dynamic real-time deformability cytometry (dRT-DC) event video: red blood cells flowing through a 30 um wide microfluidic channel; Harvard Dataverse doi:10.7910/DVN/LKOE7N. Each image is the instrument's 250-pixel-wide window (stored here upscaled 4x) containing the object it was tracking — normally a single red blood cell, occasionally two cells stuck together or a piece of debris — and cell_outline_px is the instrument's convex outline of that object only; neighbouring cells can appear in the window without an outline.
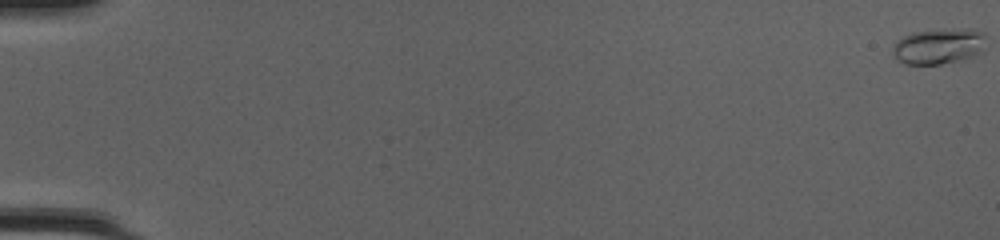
{"species": "common noctule bat (a hibernating species)", "species_latin": "Nyctalus noctula", "temperature_condition": "cold", "stored_images_in_passage": 51, "camera_frame_rate_fps": 3000, "um_per_image_px": 0.085, "animal": {"sex": "female", "body_mass_g": 20.0, "forearm_length_mm": 54.0}, "frame": {"image": 1, "passage_image": 1, "time_ms": 0.0, "image_size_px": [1000, 240], "cell_outline_px": [[984, 52], [964, 60], [940, 64], [904, 64], [896, 60], [892, 52], [892, 44], [896, 40], [912, 32], [964, 28], [972, 28], [984, 32]], "centroid_in_image_um": [79.79, 3.93], "position_along_channel_um": 5.2, "area_um2": 19.83}}
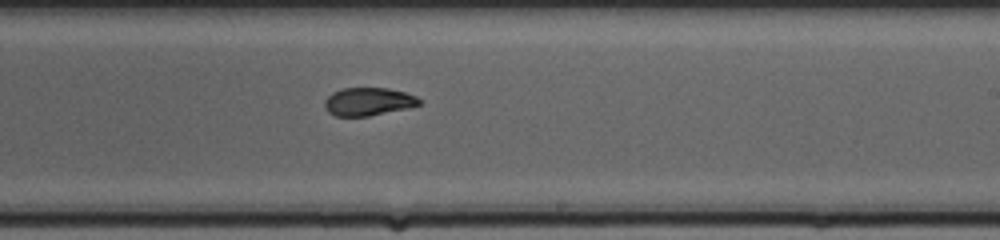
{"frame": {"image": 2, "passage_image": 33, "time_ms": 10.667, "image_size_px": [1000, 240], "cell_outline_px": [[420, 104], [408, 108], [368, 116], [336, 116], [328, 112], [324, 108], [324, 100], [332, 92], [340, 88], [388, 88], [404, 92], [416, 96], [420, 100]], "centroid_in_image_um": [31.26, 8.63], "position_along_channel_um": 257.7, "area_um2": 15.49}}
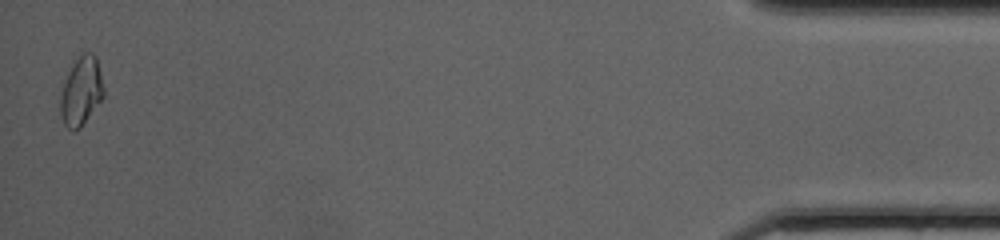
{"frame": {"image": 3, "passage_image": 51, "time_ms": 16.667, "image_size_px": [1000, 240], "cell_outline_px": [[104, 96], [80, 128], [72, 132], [64, 124], [60, 112], [60, 96], [64, 80], [68, 72], [76, 60], [84, 52], [92, 52], [96, 56], [104, 88]], "centroid_in_image_um": [6.9, 7.76], "position_along_channel_um": 428.3, "area_um2": 17.22}, "authors_computed_cell_mechanics": {"area_um2": 16.3574, "velocity_mm_per_s": 4.2283, "shape_relaxation_time_tau1_ms": 3.7161, "shape_relaxation_time_tau2_ms": 1.4308, "deformation_change_tau1": 0.1369, "deformation_change_tau2": 0.0458}}